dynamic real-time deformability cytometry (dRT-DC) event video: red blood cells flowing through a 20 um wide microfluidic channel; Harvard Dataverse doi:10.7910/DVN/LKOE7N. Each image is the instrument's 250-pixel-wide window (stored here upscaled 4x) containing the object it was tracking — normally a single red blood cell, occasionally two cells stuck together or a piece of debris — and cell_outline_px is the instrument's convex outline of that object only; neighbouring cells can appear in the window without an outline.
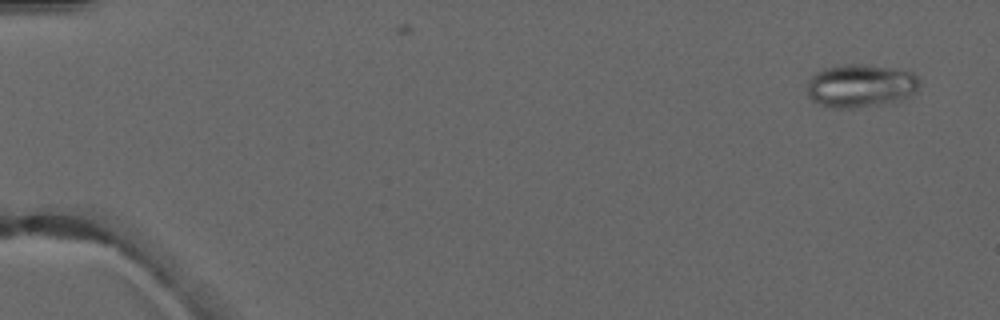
{"species": "common noctule bat (a hibernating species)", "species_latin": "Nyctalus noctula", "temperature_condition": "warm", "stored_images_in_passage": 4, "camera_frame_rate_fps": 3000, "um_per_image_px": 0.085, "animal": {"sex": "male", "forearm_length_mm": 52.5}, "frame": {"image": 1, "passage_image": 1, "time_ms": 0.0, "image_size_px": [1000, 320], "cell_outline_px": [[920, 84], [916, 92], [912, 96], [896, 104], [856, 108], [832, 108], [820, 104], [812, 100], [808, 96], [808, 80], [816, 72], [824, 68], [848, 64], [860, 64], [888, 68], [912, 72], [920, 80]], "centroid_in_image_um": [73.21, 7.33], "position_along_channel_um": 11.8, "area_um2": 28.78}}